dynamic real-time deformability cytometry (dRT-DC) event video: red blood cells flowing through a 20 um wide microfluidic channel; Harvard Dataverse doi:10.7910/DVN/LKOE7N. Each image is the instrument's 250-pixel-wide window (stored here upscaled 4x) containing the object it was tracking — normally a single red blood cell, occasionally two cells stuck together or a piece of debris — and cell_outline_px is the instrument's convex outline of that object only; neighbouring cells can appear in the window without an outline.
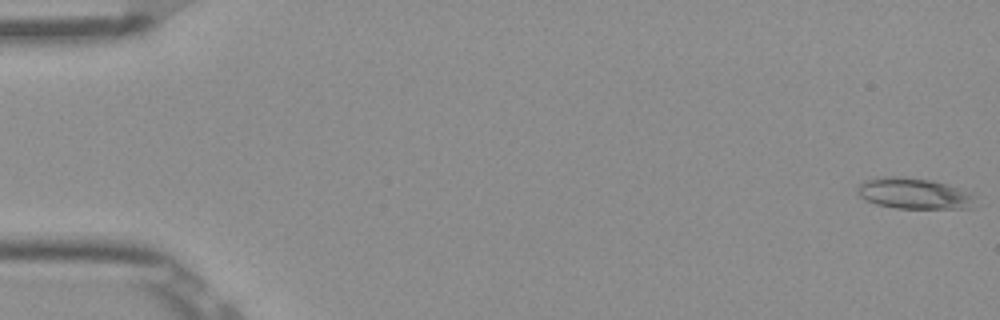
{"species": "Egyptian fruit bat (a non-hibernating species)", "species_latin": "Rousettus aegyptiacus", "temperature_condition": "room temperature", "stored_images_in_passage": 53, "camera_frame_rate_fps": 3000, "um_per_image_px": 0.085, "frame": {"image": 1, "passage_image": 1, "time_ms": 0.0, "image_size_px": [1000, 320], "cell_outline_px": [[972, 200], [968, 208], [896, 208], [876, 204], [864, 200], [856, 192], [856, 188], [864, 180], [880, 176], [904, 176], [932, 180], [972, 192]], "centroid_in_image_um": [77.59, 16.42], "position_along_channel_um": 7.4, "area_um2": 21.21}}
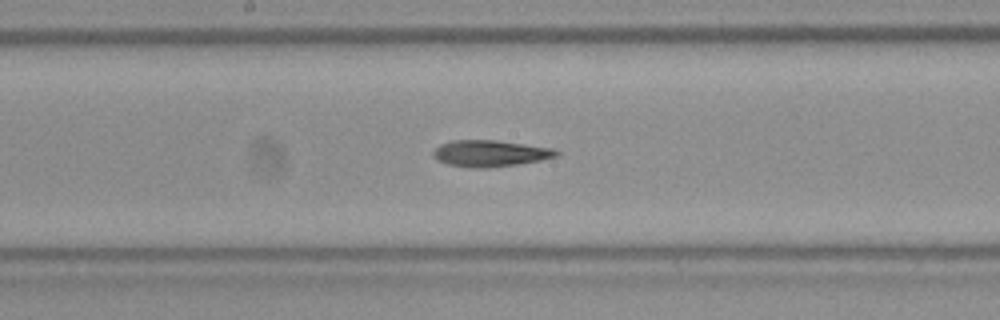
{"frame": {"image": 2, "passage_image": 28, "time_ms": 9.0, "image_size_px": [1000, 320], "cell_outline_px": [[560, 152], [556, 156], [540, 160], [516, 164], [488, 168], [468, 168], [448, 164], [436, 160], [432, 156], [432, 152], [440, 144], [452, 140], [496, 140], [552, 148]], "centroid_in_image_um": [41.6, 13.04], "position_along_channel_um": 206.6, "area_um2": 18.96}}
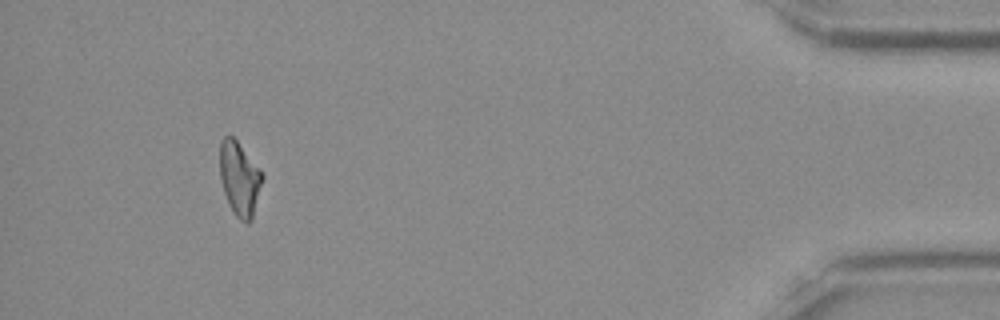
{"frame": {"image": 3, "passage_image": 49, "time_ms": 16.0, "image_size_px": [1000, 320], "cell_outline_px": [[264, 176], [252, 220], [248, 224], [240, 220], [232, 212], [224, 192], [220, 180], [220, 140], [224, 136], [232, 136], [236, 140], [260, 168]], "centroid_in_image_um": [20.37, 15.2], "position_along_channel_um": 414.8, "area_um2": 18.44}}